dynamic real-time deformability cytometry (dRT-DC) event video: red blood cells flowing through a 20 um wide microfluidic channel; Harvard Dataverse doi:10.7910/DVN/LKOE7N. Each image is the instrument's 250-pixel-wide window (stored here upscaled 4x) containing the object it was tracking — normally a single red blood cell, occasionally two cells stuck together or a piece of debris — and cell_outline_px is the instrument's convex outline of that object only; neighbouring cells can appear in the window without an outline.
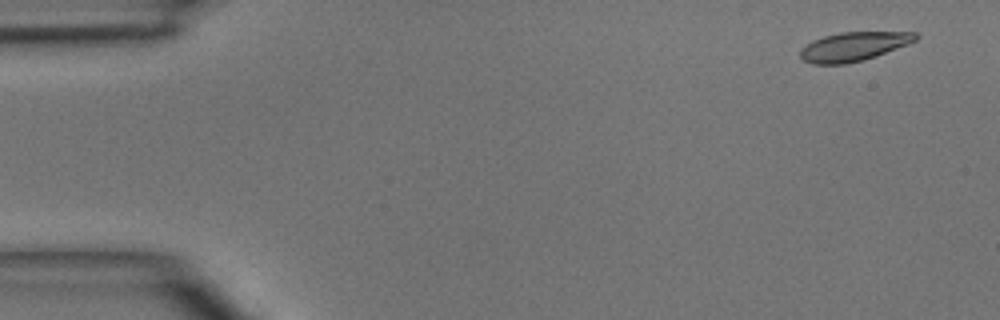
{"species": "common noctule bat (a hibernating species)", "species_latin": "Nyctalus noctula", "temperature_condition": "room temperature", "stored_images_in_passage": 4, "camera_frame_rate_fps": 3000, "um_per_image_px": 0.085, "animal": {"sex": "male", "body_mass_g": 15.6}, "frame": {"image": 1, "passage_image": 1, "time_ms": 0.0, "image_size_px": [1000, 320], "cell_outline_px": [[920, 36], [916, 40], [908, 44], [876, 56], [864, 60], [844, 64], [812, 64], [804, 60], [800, 56], [800, 48], [812, 40], [824, 36], [840, 32], [916, 32]], "centroid_in_image_um": [72.55, 3.95], "position_along_channel_um": 12.5, "area_um2": 19.54}}
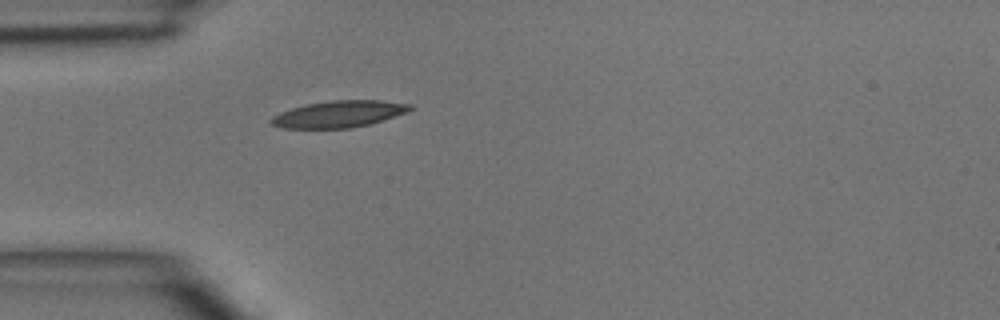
{"frame": {"image": 2, "passage_image": 4, "time_ms": 3.667, "image_size_px": [1000, 320], "cell_outline_px": [[412, 108], [408, 112], [368, 124], [348, 128], [284, 128], [272, 124], [268, 120], [272, 116], [280, 112], [292, 108], [308, 104], [332, 100], [380, 100], [412, 104]], "centroid_in_image_um": [28.8, 9.69], "position_along_channel_um": 56.2, "area_um2": 21.39}}